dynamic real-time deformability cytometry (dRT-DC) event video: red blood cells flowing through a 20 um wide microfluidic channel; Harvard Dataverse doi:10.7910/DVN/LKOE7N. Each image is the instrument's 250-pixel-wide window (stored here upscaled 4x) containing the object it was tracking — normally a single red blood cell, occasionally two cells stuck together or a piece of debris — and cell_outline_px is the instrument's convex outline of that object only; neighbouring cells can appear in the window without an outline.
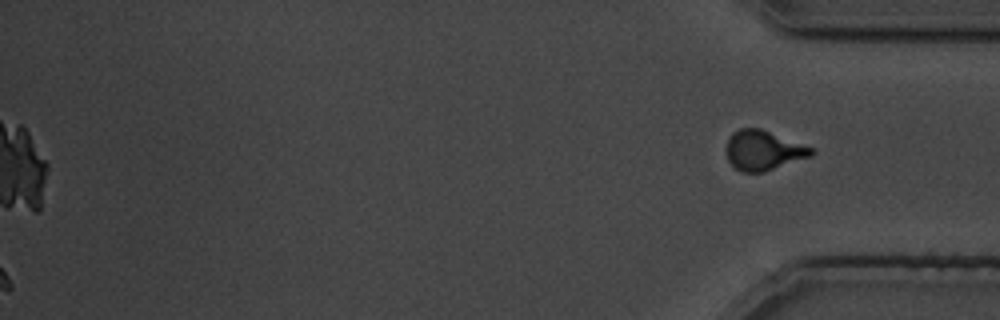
{"species": "common noctule bat (a hibernating species)", "species_latin": "Nyctalus noctula", "temperature_condition": "cold", "stored_images_in_passage": 30, "camera_frame_rate_fps": 3000, "um_per_image_px": 0.085, "animal": {"sex": "male", "body_mass_g": 19.5, "forearm_length_mm": 54.6}, "frame": {"image": 1, "passage_image": 30, "time_ms": 36.333, "image_size_px": [1000, 320], "cell_outline_px": [[816, 152], [812, 156], [764, 172], [740, 172], [728, 160], [728, 140], [732, 132], [740, 128], [760, 128], [812, 148]], "centroid_in_image_um": [64.9, 12.79], "position_along_channel_um": 370.3, "area_um2": 19.42}}